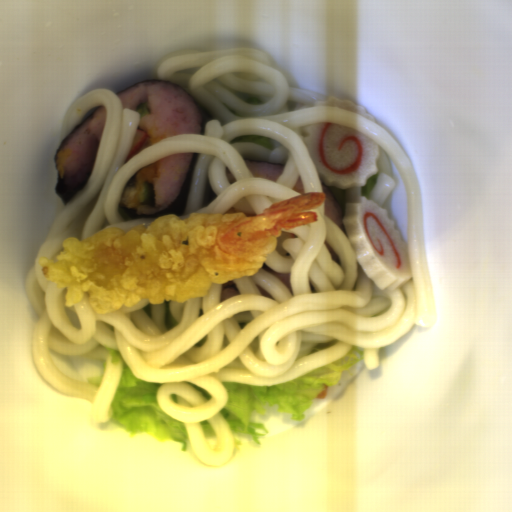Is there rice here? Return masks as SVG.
<instances>
[{
    "label": "rice",
    "instance_id": "023b6e5f",
    "mask_svg": "<svg viewBox=\"0 0 512 512\" xmlns=\"http://www.w3.org/2000/svg\"><path fill=\"white\" fill-rule=\"evenodd\" d=\"M194 151H184L155 161L156 169L151 181L145 180L140 169L123 186L119 202L140 213H150L169 206L178 198ZM151 184L153 195L150 200L139 201V189Z\"/></svg>",
    "mask_w": 512,
    "mask_h": 512
},
{
    "label": "rice",
    "instance_id": "acb35da6",
    "mask_svg": "<svg viewBox=\"0 0 512 512\" xmlns=\"http://www.w3.org/2000/svg\"><path fill=\"white\" fill-rule=\"evenodd\" d=\"M245 165L253 177H262L269 180H278L283 165L279 163H266L250 159H245Z\"/></svg>",
    "mask_w": 512,
    "mask_h": 512
},
{
    "label": "rice",
    "instance_id": "b023fe2a",
    "mask_svg": "<svg viewBox=\"0 0 512 512\" xmlns=\"http://www.w3.org/2000/svg\"><path fill=\"white\" fill-rule=\"evenodd\" d=\"M324 214L334 223H336L345 233L342 217L344 207L338 197L324 186Z\"/></svg>",
    "mask_w": 512,
    "mask_h": 512
},
{
    "label": "rice",
    "instance_id": "8eca5e8b",
    "mask_svg": "<svg viewBox=\"0 0 512 512\" xmlns=\"http://www.w3.org/2000/svg\"><path fill=\"white\" fill-rule=\"evenodd\" d=\"M108 109L104 105L88 118L56 153L57 166L67 186L86 185L93 168Z\"/></svg>",
    "mask_w": 512,
    "mask_h": 512
},
{
    "label": "rice",
    "instance_id": "652b925c",
    "mask_svg": "<svg viewBox=\"0 0 512 512\" xmlns=\"http://www.w3.org/2000/svg\"><path fill=\"white\" fill-rule=\"evenodd\" d=\"M123 108L133 109L146 103L148 114L139 118L136 128L146 131V139L138 152L172 134L201 132L198 108L190 95L175 84L147 81L116 95ZM136 153V154H137Z\"/></svg>",
    "mask_w": 512,
    "mask_h": 512
}]
</instances>
